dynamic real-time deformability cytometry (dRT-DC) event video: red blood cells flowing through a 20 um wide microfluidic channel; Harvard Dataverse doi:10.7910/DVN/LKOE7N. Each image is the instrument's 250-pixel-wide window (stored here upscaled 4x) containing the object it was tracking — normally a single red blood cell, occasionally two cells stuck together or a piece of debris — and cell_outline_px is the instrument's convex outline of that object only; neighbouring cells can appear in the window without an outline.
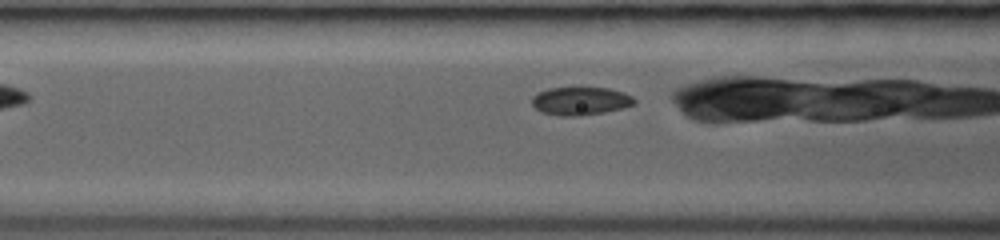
{"species": "common noctule bat (a hibernating species)", "species_latin": "Nyctalus noctula", "temperature_condition": "room temperature", "stored_images_in_passage": 11, "camera_frame_rate_fps": 3000, "um_per_image_px": 0.085, "animal": {"sex": "female", "body_mass_g": 19.0, "forearm_length_mm": 53.3}, "frame": {"image": 1, "passage_image": 6, "time_ms": 1.667, "image_size_px": [1000, 240], "cell_outline_px": [[636, 104], [604, 112], [580, 116], [560, 116], [540, 112], [532, 104], [532, 96], [536, 92], [548, 88], [608, 88], [624, 92], [632, 96], [636, 100]], "centroid_in_image_um": [49.32, 8.58], "position_along_channel_um": 117.3, "area_um2": 16.88}}
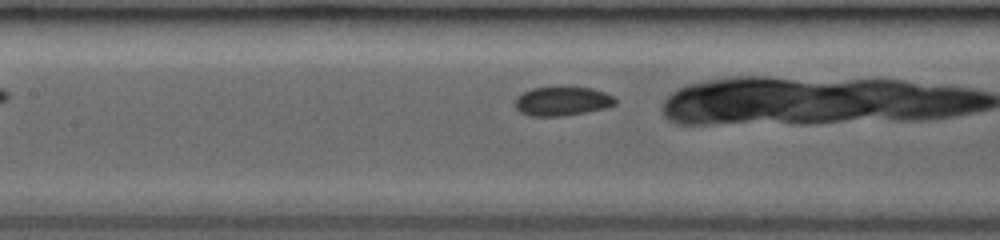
{"frame": {"image": 2, "passage_image": 10, "time_ms": 2.667, "image_size_px": [1000, 240], "cell_outline_px": [[616, 104], [604, 108], [584, 112], [560, 116], [532, 116], [520, 112], [516, 108], [516, 96], [532, 88], [560, 84], [564, 84], [592, 88], [604, 92], [612, 96], [616, 100]], "centroid_in_image_um": [47.77, 8.54], "position_along_channel_um": 159.6, "area_um2": 17.46}}